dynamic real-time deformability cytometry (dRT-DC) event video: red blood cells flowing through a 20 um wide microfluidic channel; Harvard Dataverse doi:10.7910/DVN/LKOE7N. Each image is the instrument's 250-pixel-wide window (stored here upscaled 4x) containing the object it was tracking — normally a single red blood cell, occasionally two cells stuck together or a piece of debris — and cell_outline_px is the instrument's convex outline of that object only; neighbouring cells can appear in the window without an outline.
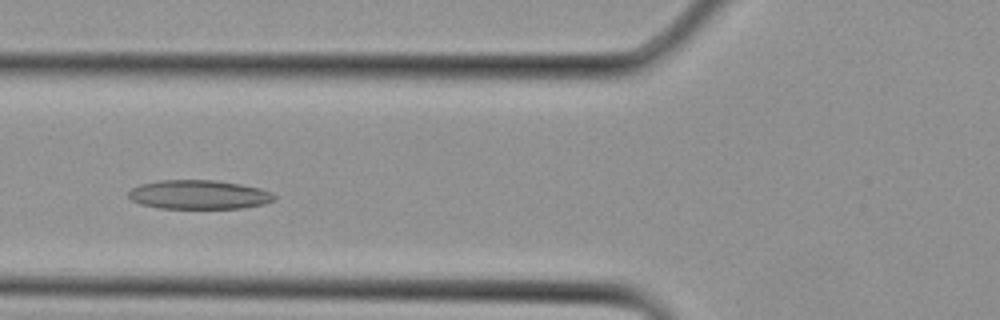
{"species": "Egyptian fruit bat (a non-hibernating species)", "species_latin": "Rousettus aegyptiacus", "temperature_condition": "cold", "stored_images_in_passage": 26, "camera_frame_rate_fps": 3000, "um_per_image_px": 0.085, "animal": {"sex": "female"}, "frame": {"image": 1, "passage_image": 8, "time_ms": 2.333, "image_size_px": [1000, 320], "cell_outline_px": [[276, 200], [264, 204], [244, 208], [160, 208], [140, 204], [132, 200], [128, 196], [128, 192], [132, 188], [140, 184], [160, 180], [212, 180], [240, 184], [260, 188], [272, 192], [276, 196]], "centroid_in_image_um": [16.93, 16.54], "position_along_channel_um": 108.9, "area_um2": 24.74}}
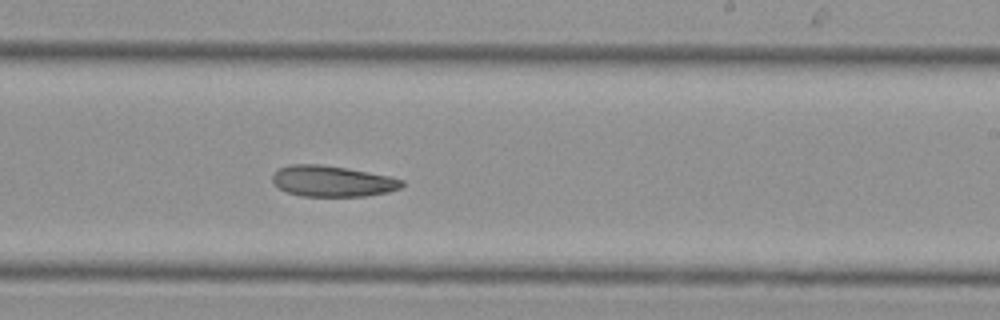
{"frame": {"image": 2, "passage_image": 15, "time_ms": 4.667, "image_size_px": [1000, 320], "cell_outline_px": [[404, 184], [400, 188], [388, 192], [364, 196], [300, 196], [288, 192], [280, 188], [272, 180], [272, 176], [280, 168], [292, 164], [320, 164], [348, 168], [388, 176], [404, 180]], "centroid_in_image_um": [28.27, 15.4], "position_along_channel_um": 260.7, "area_um2": 23.18}}
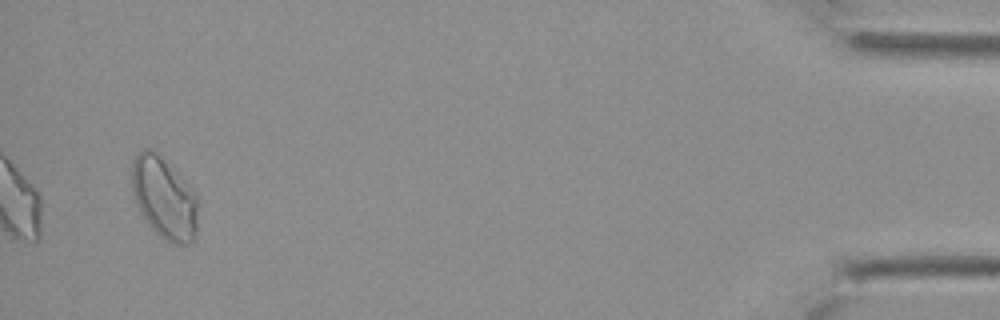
{"frame": {"image": 3, "passage_image": 26, "time_ms": 8.333, "image_size_px": [1000, 320], "cell_outline_px": [[196, 236], [192, 244], [172, 244], [160, 236], [148, 224], [140, 212], [132, 188], [132, 160], [144, 148], [152, 148], [196, 196]], "centroid_in_image_um": [13.92, 16.88], "position_along_channel_um": 421.3, "area_um2": 30.52}}